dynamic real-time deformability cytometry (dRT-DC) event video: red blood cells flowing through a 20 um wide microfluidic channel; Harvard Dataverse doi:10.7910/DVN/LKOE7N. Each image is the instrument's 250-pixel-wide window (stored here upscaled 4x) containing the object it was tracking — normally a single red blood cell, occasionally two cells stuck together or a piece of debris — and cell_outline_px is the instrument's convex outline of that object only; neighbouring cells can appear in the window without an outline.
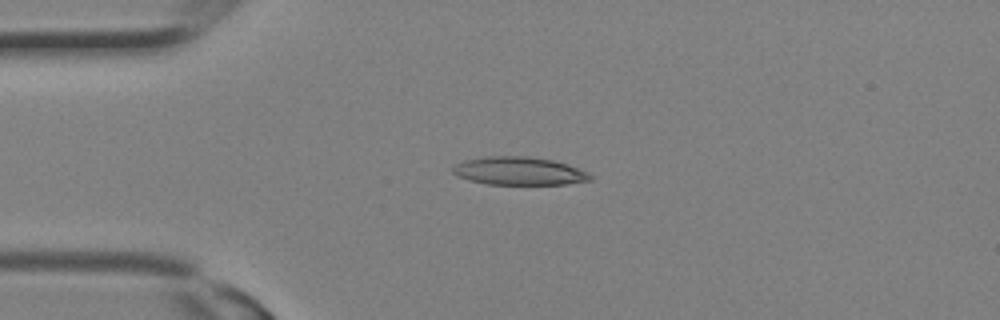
{"species": "Egyptian fruit bat (a non-hibernating species)", "species_latin": "Rousettus aegyptiacus", "temperature_condition": "room temperature", "stored_images_in_passage": 12, "camera_frame_rate_fps": 3000, "um_per_image_px": 0.085, "animal": {"sex": "female"}, "frame": {"image": 1, "passage_image": 7, "time_ms": 2.0, "image_size_px": [1000, 320], "cell_outline_px": [[592, 180], [564, 184], [488, 184], [456, 176], [452, 172], [452, 168], [456, 164], [464, 160], [488, 156], [528, 156], [552, 160], [568, 164], [588, 172], [592, 176]], "centroid_in_image_um": [44.13, 14.53], "position_along_channel_um": 40.9, "area_um2": 22.43}}
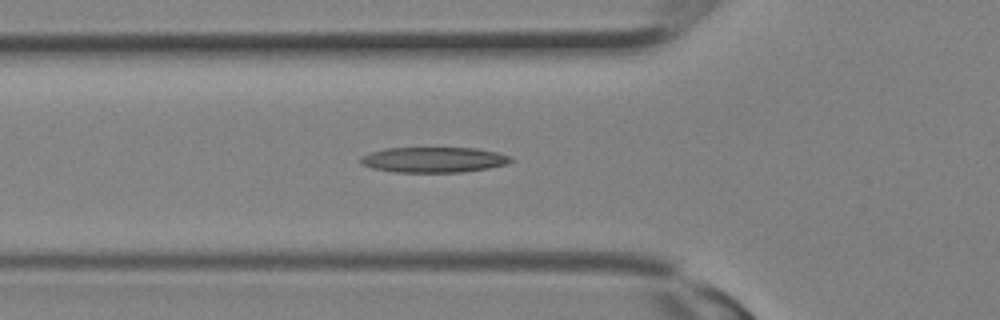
{"frame": {"image": 2, "passage_image": 10, "time_ms": 3.0, "image_size_px": [1000, 320], "cell_outline_px": [[512, 160], [508, 164], [488, 168], [464, 172], [396, 172], [372, 168], [360, 164], [360, 156], [368, 152], [384, 148], [476, 148], [496, 152], [508, 156]], "centroid_in_image_um": [36.8, 13.58], "position_along_channel_um": 89.0, "area_um2": 22.31}}
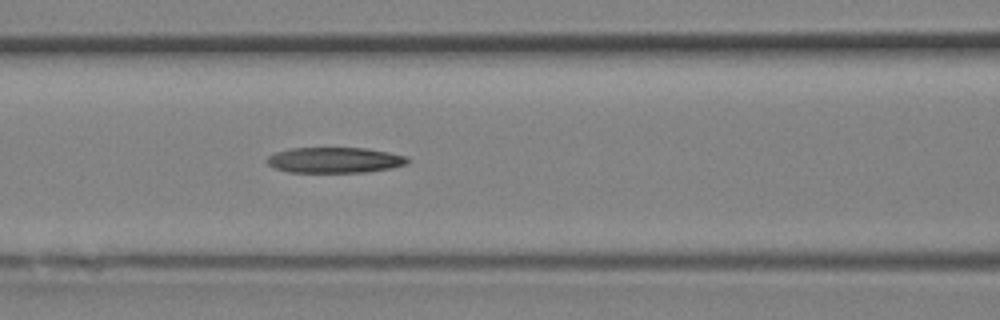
{"frame": {"image": 3, "passage_image": 12, "time_ms": 3.667, "image_size_px": [1000, 320], "cell_outline_px": [[408, 160], [404, 164], [392, 168], [368, 172], [288, 172], [272, 168], [264, 160], [268, 156], [276, 152], [288, 148], [364, 148], [388, 152], [408, 156]], "centroid_in_image_um": [28.39, 13.61], "position_along_channel_um": 138.2, "area_um2": 21.1}}